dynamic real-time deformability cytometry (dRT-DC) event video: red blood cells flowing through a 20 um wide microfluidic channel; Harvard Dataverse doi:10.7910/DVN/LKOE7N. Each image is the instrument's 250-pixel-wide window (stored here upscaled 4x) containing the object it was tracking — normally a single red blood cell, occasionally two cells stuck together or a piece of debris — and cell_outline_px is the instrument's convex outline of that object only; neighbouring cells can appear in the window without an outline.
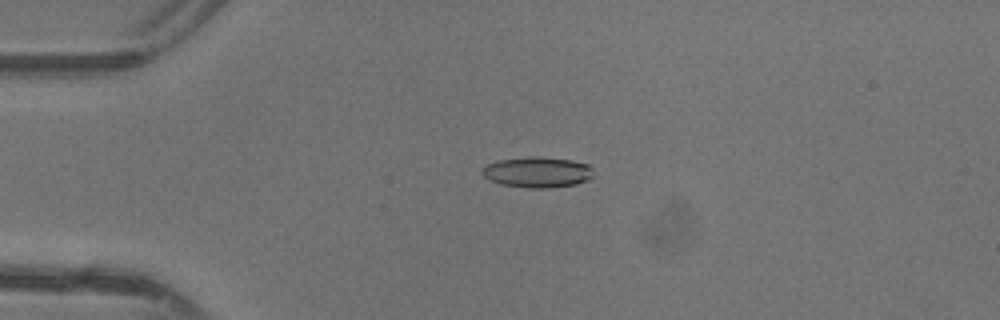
{"species": "common noctule bat (a hibernating species)", "species_latin": "Nyctalus noctula", "temperature_condition": "warm", "stored_images_in_passage": 41, "camera_frame_rate_fps": 3000, "um_per_image_px": 0.085, "animal": {"sex": "female"}, "frame": {"image": 1, "passage_image": 5, "time_ms": 1.333, "image_size_px": [1000, 320], "cell_outline_px": [[592, 176], [588, 180], [576, 184], [548, 188], [528, 188], [500, 184], [488, 180], [480, 172], [488, 164], [500, 160], [532, 156], [536, 156], [572, 160], [588, 164], [592, 168]], "centroid_in_image_um": [45.68, 14.64], "position_along_channel_um": 39.3, "area_um2": 19.88}}
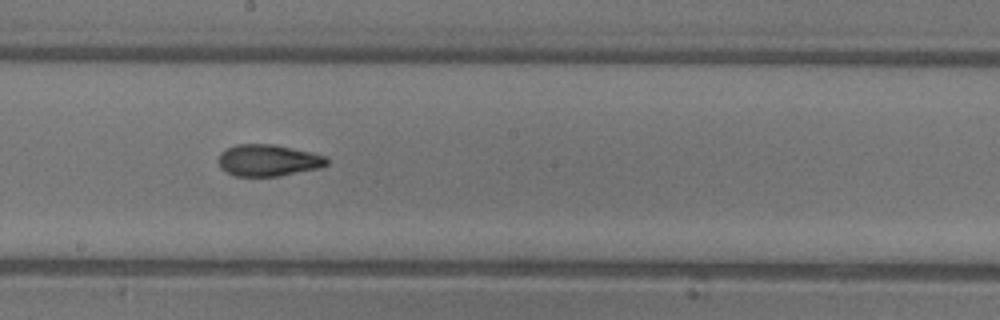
{"frame": {"image": 2, "passage_image": 20, "time_ms": 6.333, "image_size_px": [1000, 320], "cell_outline_px": [[328, 164], [320, 168], [280, 176], [236, 176], [224, 172], [220, 168], [216, 160], [220, 152], [236, 144], [276, 144], [312, 152], [324, 156], [328, 160]], "centroid_in_image_um": [22.76, 13.63], "position_along_channel_um": 225.4, "area_um2": 20.35}}
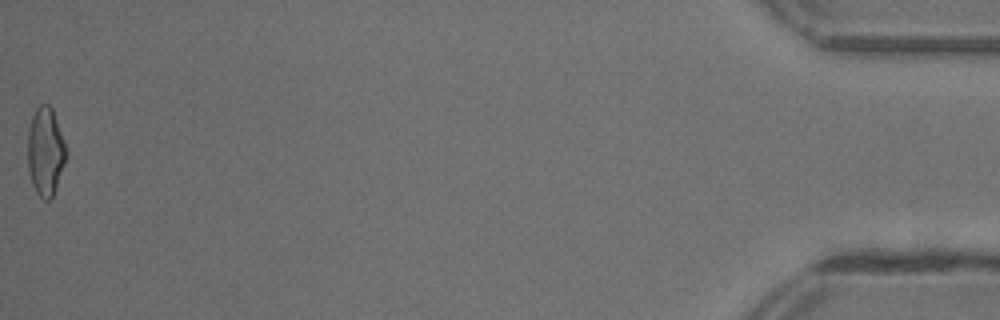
{"frame": {"image": 3, "passage_image": 41, "time_ms": 13.333, "image_size_px": [1000, 320], "cell_outline_px": [[68, 152], [56, 188], [52, 196], [48, 200], [44, 200], [36, 192], [32, 184], [28, 168], [28, 132], [32, 116], [36, 108], [40, 104], [48, 104], [52, 108]], "centroid_in_image_um": [3.86, 12.87], "position_along_channel_um": 431.3, "area_um2": 19.65}, "authors_computed_cell_mechanics": {"area_um2": 19.7098, "velocity_mm_per_s": 4.3925, "shape_relaxation_time_tau1_ms": 6.7371, "shape_relaxation_time_tau2_ms": 1.9343, "deformation_change_tau1": 0.2078, "deformation_change_tau2": 0.0831}}